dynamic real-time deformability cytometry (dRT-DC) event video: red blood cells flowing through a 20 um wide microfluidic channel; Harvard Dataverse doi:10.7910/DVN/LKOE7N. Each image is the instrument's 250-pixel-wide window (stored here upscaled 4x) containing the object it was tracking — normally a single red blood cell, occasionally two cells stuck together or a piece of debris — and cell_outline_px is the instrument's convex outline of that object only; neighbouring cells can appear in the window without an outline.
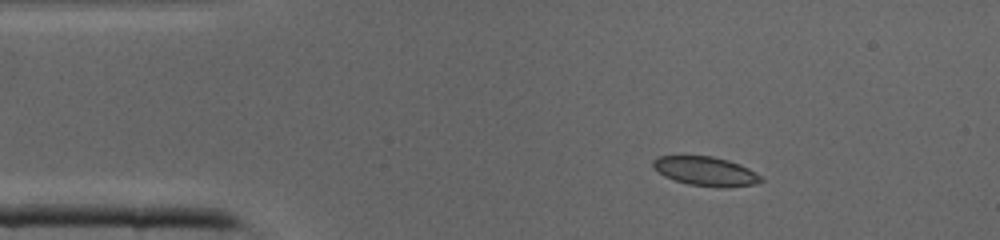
{"species": "common noctule bat (a hibernating species)", "species_latin": "Nyctalus noctula", "temperature_condition": "cold", "stored_images_in_passage": 36, "camera_frame_rate_fps": 3000, "um_per_image_px": 0.085, "animal": {"sex": "male", "body_mass_g": 19.0, "forearm_length_mm": 50.8}, "frame": {"image": 1, "passage_image": 1, "time_ms": 0.0, "image_size_px": [1000, 240], "cell_outline_px": [[764, 180], [756, 184], [728, 188], [720, 188], [688, 184], [664, 176], [652, 168], [652, 160], [660, 156], [712, 156], [728, 160], [740, 164], [748, 168], [760, 176]], "centroid_in_image_um": [59.98, 14.56], "position_along_channel_um": 25.0, "area_um2": 18.44}}
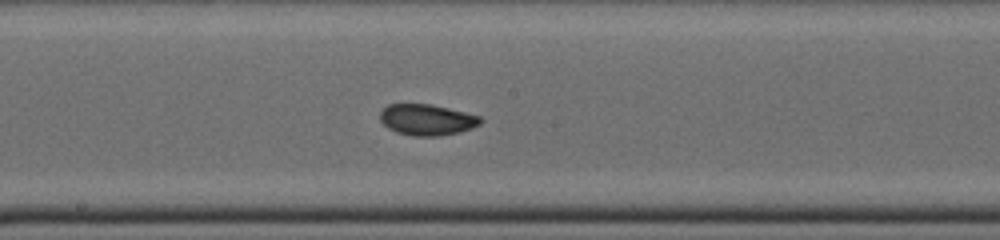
{"frame": {"image": 2, "passage_image": 16, "time_ms": 5.0, "image_size_px": [1000, 240], "cell_outline_px": [[484, 120], [480, 124], [472, 128], [460, 132], [440, 136], [412, 136], [396, 132], [388, 128], [380, 120], [380, 112], [388, 104], [432, 104], [480, 116]], "centroid_in_image_um": [36.3, 10.18], "position_along_channel_um": 211.9, "area_um2": 18.26}}
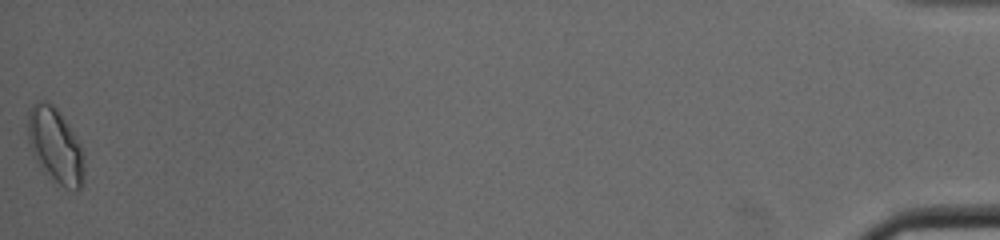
{"frame": {"image": 3, "passage_image": 36, "time_ms": 11.667, "image_size_px": [1000, 240], "cell_outline_px": [[84, 172], [80, 188], [76, 192], [60, 184], [40, 164], [28, 144], [28, 108], [32, 104], [40, 100], [44, 100], [52, 104], [60, 112], [80, 144], [84, 168]], "centroid_in_image_um": [4.69, 12.31], "position_along_channel_um": 430.5, "area_um2": 23.93}}